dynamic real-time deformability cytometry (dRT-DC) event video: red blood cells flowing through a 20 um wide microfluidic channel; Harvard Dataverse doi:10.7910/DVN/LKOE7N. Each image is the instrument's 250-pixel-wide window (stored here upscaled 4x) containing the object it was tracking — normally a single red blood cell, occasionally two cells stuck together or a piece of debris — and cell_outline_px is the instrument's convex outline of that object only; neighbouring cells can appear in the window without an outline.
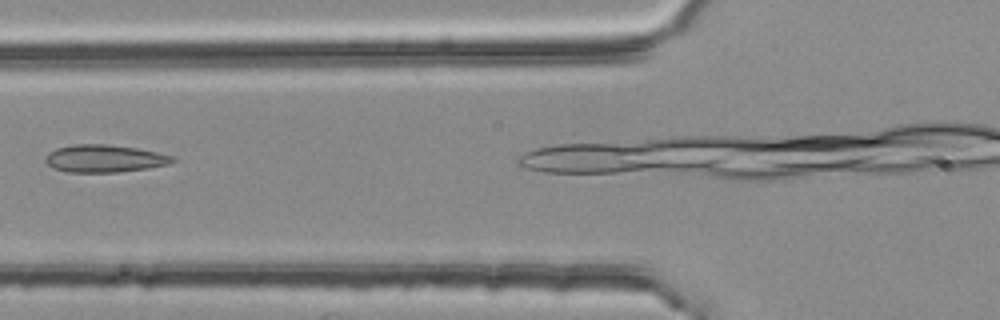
{"species": "common noctule bat (a hibernating species)", "species_latin": "Nyctalus noctula", "temperature_condition": "room temperature", "stored_images_in_passage": 5, "camera_frame_rate_fps": 3000, "um_per_image_px": 0.085, "animal": {"sex": "female", "body_mass_g": 25.1}, "frame": {"image": 1, "passage_image": 5, "time_ms": 1.333, "image_size_px": [1000, 320], "cell_outline_px": [[176, 160], [168, 164], [148, 168], [116, 172], [68, 172], [52, 168], [44, 160], [48, 152], [56, 148], [72, 144], [108, 144], [136, 148], [156, 152], [172, 156]], "centroid_in_image_um": [8.83, 13.47], "position_along_channel_um": 117.0, "area_um2": 20.35}}